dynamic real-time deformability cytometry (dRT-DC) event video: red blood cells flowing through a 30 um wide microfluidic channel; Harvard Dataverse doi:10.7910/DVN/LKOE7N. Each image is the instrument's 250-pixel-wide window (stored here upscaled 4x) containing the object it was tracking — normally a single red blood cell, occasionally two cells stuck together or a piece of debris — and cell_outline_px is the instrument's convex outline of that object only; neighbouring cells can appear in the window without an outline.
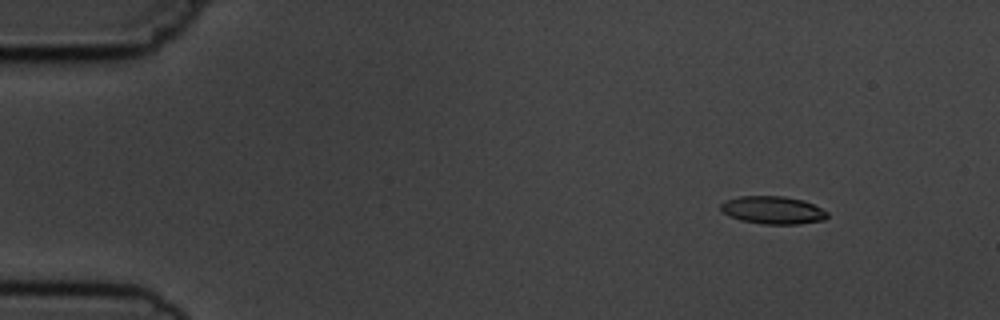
{"species": "common noctule bat (a hibernating species)", "species_latin": "Nyctalus noctula", "temperature_condition": "cold", "stored_images_in_passage": 6, "segment_of_instrument_passage": [1, 2], "camera_frame_rate_fps": 3000, "um_per_image_px": 0.085, "animal": {"sex": "male", "body_mass_g": 19.5, "forearm_length_mm": 54.6}, "frame": {"image": 1, "passage_image": 2, "time_ms": 2.0, "image_size_px": [1000, 320], "cell_outline_px": [[828, 216], [824, 220], [800, 224], [764, 224], [740, 220], [728, 216], [720, 208], [720, 204], [724, 200], [740, 196], [784, 196], [804, 200], [828, 212]], "centroid_in_image_um": [65.68, 17.86], "position_along_channel_um": 19.3, "area_um2": 17.34}}